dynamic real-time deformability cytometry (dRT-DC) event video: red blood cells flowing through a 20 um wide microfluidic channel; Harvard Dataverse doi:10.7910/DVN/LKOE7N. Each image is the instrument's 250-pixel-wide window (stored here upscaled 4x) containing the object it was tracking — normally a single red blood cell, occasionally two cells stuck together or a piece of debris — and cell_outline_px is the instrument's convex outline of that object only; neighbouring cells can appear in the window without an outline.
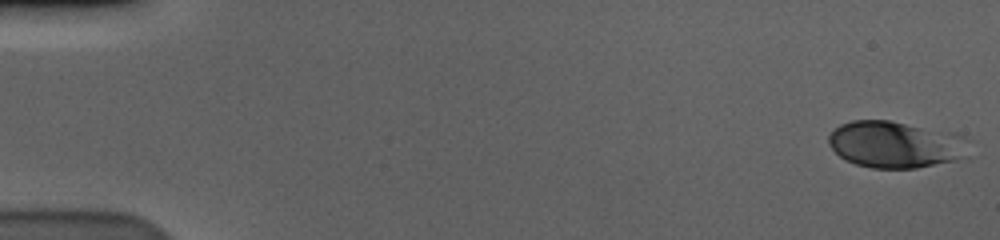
{"species": "human", "species_latin": "Homo sapiens", "temperature_condition": "cold", "stored_images_in_passage": 58, "camera_frame_rate_fps": 3000, "um_per_image_px": 0.085, "donor": {"sex": "male"}, "frame": {"image": 1, "passage_image": 1, "time_ms": 0.0, "image_size_px": [1000, 240], "cell_outline_px": [[976, 140], [972, 160], [916, 168], [872, 168], [856, 164], [844, 160], [828, 144], [828, 136], [840, 124], [852, 120], [888, 120], [956, 132]], "centroid_in_image_um": [76.39, 12.3], "position_along_channel_um": 8.6, "area_um2": 40.29}}
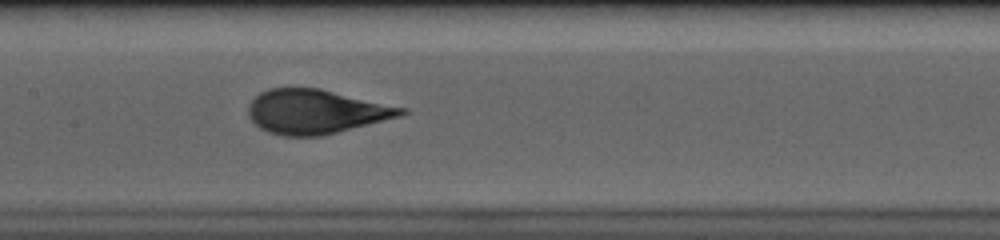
{"frame": {"image": 2, "passage_image": 29, "time_ms": 9.333, "image_size_px": [1000, 240], "cell_outline_px": [[408, 112], [400, 116], [320, 136], [284, 136], [268, 132], [260, 128], [248, 116], [248, 104], [260, 92], [268, 88], [320, 88], [408, 108]], "centroid_in_image_um": [26.84, 9.48], "position_along_channel_um": 180.6, "area_um2": 39.3}}
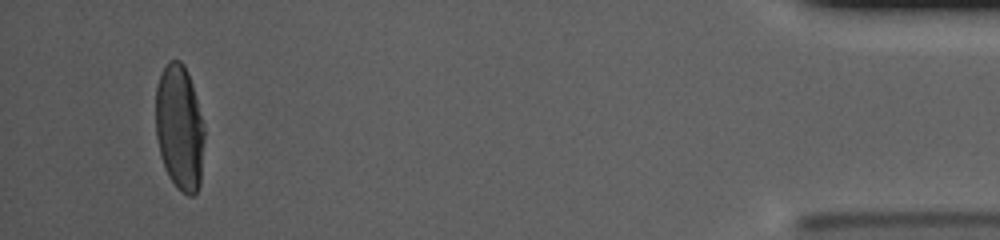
{"frame": {"image": 3, "passage_image": 55, "time_ms": 18.0, "image_size_px": [1000, 240], "cell_outline_px": [[204, 136], [200, 184], [196, 192], [192, 196], [188, 196], [180, 192], [176, 188], [168, 176], [164, 168], [160, 156], [156, 136], [156, 88], [160, 72], [168, 60], [180, 60], [184, 64], [188, 72], [204, 128]], "centroid_in_image_um": [15.24, 10.87], "position_along_channel_um": 420.0, "area_um2": 35.78}, "authors_computed_cell_mechanics": {"area_um2": 38.6104, "velocity_mm_per_s": 3.5838, "shape_relaxation_time_tau1_ms": 4.1575, "shape_relaxation_time_tau2_ms": null, "deformation_change_tau1": 0.1823, "deformation_change_tau2": null}}